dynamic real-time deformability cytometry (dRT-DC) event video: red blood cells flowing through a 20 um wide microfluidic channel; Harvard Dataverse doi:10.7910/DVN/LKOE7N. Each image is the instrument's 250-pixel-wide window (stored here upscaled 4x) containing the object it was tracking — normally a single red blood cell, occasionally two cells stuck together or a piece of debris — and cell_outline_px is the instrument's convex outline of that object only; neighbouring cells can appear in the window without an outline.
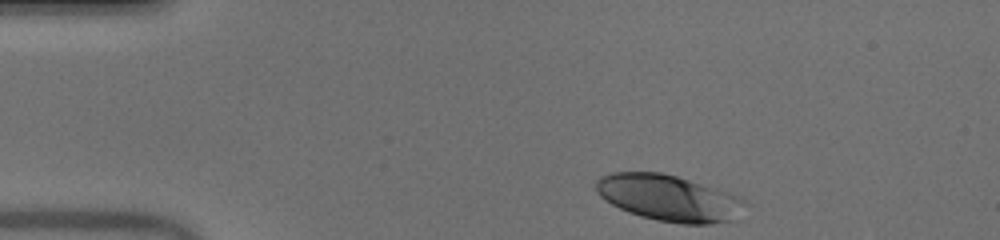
{"species": "human", "species_latin": "Homo sapiens", "temperature_condition": "warm", "stored_images_in_passage": 39, "camera_frame_rate_fps": 3000, "um_per_image_px": 0.085, "donor": {"sex": "male"}, "frame": {"image": 1, "passage_image": 1, "time_ms": 0.0, "image_size_px": [1000, 240], "cell_outline_px": [[752, 204], [732, 220], [708, 224], [680, 224], [656, 220], [640, 216], [628, 212], [612, 204], [600, 196], [596, 192], [596, 180], [600, 176], [612, 172], [660, 172], [676, 176], [744, 196]], "centroid_in_image_um": [56.94, 16.83], "position_along_channel_um": 28.1, "area_um2": 40.75}}
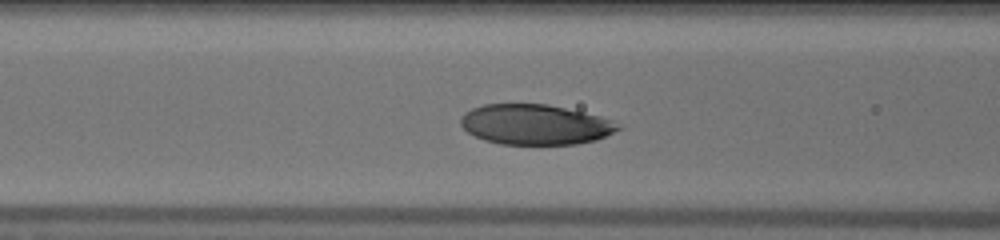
{"frame": {"image": 2, "passage_image": 13, "time_ms": 4.0, "image_size_px": [1000, 240], "cell_outline_px": [[624, 128], [596, 140], [576, 144], [500, 144], [484, 140], [468, 132], [460, 124], [460, 120], [464, 112], [472, 108], [484, 104], [548, 104], [584, 112], [600, 116], [612, 120]], "centroid_in_image_um": [45.51, 10.58], "position_along_channel_um": 121.1, "area_um2": 36.99}}
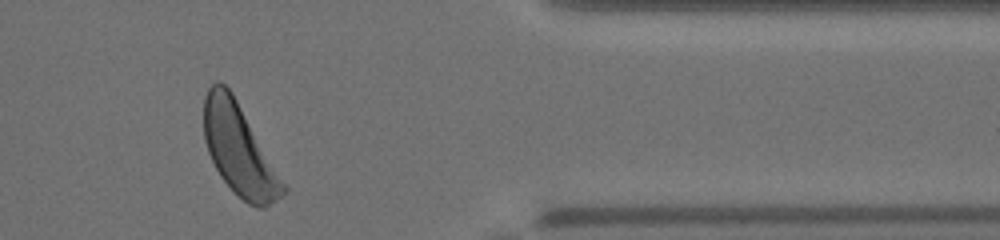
{"frame": {"image": 3, "passage_image": 35, "time_ms": 11.333, "image_size_px": [1000, 240], "cell_outline_px": [[288, 188], [280, 196], [264, 208], [256, 208], [248, 204], [220, 176], [208, 152], [204, 140], [204, 96], [208, 88], [216, 80], [220, 80], [232, 92]], "centroid_in_image_um": [20.31, 12.7], "position_along_channel_um": 391.1, "area_um2": 41.33}, "authors_computed_cell_mechanics": {"area_um2": 39.1884, "velocity_mm_per_s": 3.9783, "shape_relaxation_time_tau1_ms": 2.1995, "shape_relaxation_time_tau2_ms": null, "deformation_change_tau1": 0.152, "deformation_change_tau2": null}}